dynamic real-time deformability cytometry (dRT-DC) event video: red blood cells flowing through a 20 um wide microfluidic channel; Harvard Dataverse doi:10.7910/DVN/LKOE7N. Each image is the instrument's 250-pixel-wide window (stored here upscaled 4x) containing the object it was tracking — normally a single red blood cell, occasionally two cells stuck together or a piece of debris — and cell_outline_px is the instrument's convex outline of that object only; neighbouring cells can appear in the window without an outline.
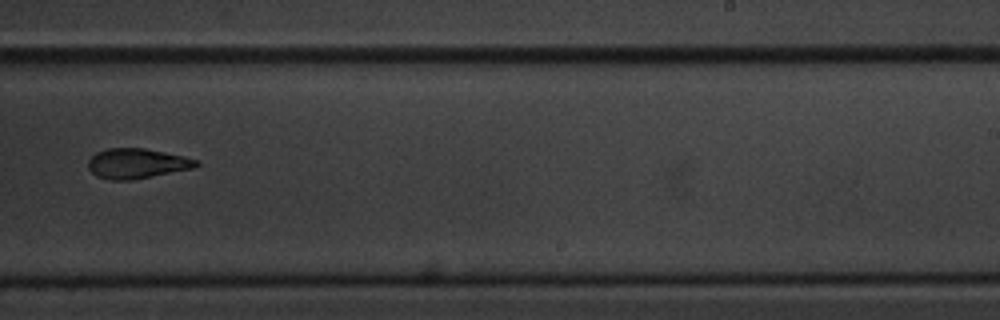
{"species": "common noctule bat (a hibernating species)", "species_latin": "Nyctalus noctula", "temperature_condition": "cold", "stored_images_in_passage": 9, "camera_frame_rate_fps": 3000, "um_per_image_px": 0.085, "animal": {"sex": "male", "body_mass_g": 20.1, "forearm_length_mm": 53.5}, "frame": {"image": 1, "passage_image": 9, "time_ms": 9.333, "image_size_px": [1000, 320], "cell_outline_px": [[200, 164], [196, 168], [132, 180], [108, 180], [96, 176], [88, 168], [88, 160], [96, 152], [108, 148], [144, 148], [184, 156], [196, 160]], "centroid_in_image_um": [11.63, 13.9], "position_along_channel_um": 277.4, "area_um2": 19.02}}